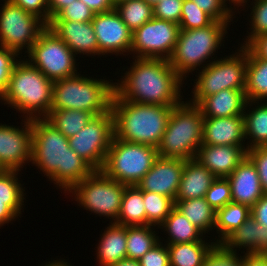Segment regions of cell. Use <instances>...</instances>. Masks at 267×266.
Instances as JSON below:
<instances>
[{
    "mask_svg": "<svg viewBox=\"0 0 267 266\" xmlns=\"http://www.w3.org/2000/svg\"><path fill=\"white\" fill-rule=\"evenodd\" d=\"M140 266H170L168 246L158 242L140 260Z\"/></svg>",
    "mask_w": 267,
    "mask_h": 266,
    "instance_id": "47",
    "label": "cell"
},
{
    "mask_svg": "<svg viewBox=\"0 0 267 266\" xmlns=\"http://www.w3.org/2000/svg\"><path fill=\"white\" fill-rule=\"evenodd\" d=\"M243 266H267V258L262 253H245L242 256Z\"/></svg>",
    "mask_w": 267,
    "mask_h": 266,
    "instance_id": "53",
    "label": "cell"
},
{
    "mask_svg": "<svg viewBox=\"0 0 267 266\" xmlns=\"http://www.w3.org/2000/svg\"><path fill=\"white\" fill-rule=\"evenodd\" d=\"M146 212V225L160 227L175 206L174 201L165 195L143 191Z\"/></svg>",
    "mask_w": 267,
    "mask_h": 266,
    "instance_id": "36",
    "label": "cell"
},
{
    "mask_svg": "<svg viewBox=\"0 0 267 266\" xmlns=\"http://www.w3.org/2000/svg\"><path fill=\"white\" fill-rule=\"evenodd\" d=\"M224 2V4L226 5V7L228 6L227 3L229 1L230 3H233L234 6L236 5L237 7H245V4L248 2V0H222ZM231 1V2H230ZM227 2V3H226ZM245 3V4H244Z\"/></svg>",
    "mask_w": 267,
    "mask_h": 266,
    "instance_id": "57",
    "label": "cell"
},
{
    "mask_svg": "<svg viewBox=\"0 0 267 266\" xmlns=\"http://www.w3.org/2000/svg\"><path fill=\"white\" fill-rule=\"evenodd\" d=\"M109 266H140V264L138 260L125 258Z\"/></svg>",
    "mask_w": 267,
    "mask_h": 266,
    "instance_id": "55",
    "label": "cell"
},
{
    "mask_svg": "<svg viewBox=\"0 0 267 266\" xmlns=\"http://www.w3.org/2000/svg\"><path fill=\"white\" fill-rule=\"evenodd\" d=\"M238 52L223 59H213L210 63L203 64V69L198 73L193 85V99L190 103L197 105L203 98L216 94L221 90H245L247 47H240ZM206 65V66H205Z\"/></svg>",
    "mask_w": 267,
    "mask_h": 266,
    "instance_id": "9",
    "label": "cell"
},
{
    "mask_svg": "<svg viewBox=\"0 0 267 266\" xmlns=\"http://www.w3.org/2000/svg\"><path fill=\"white\" fill-rule=\"evenodd\" d=\"M214 20L192 0H183L180 30H192L210 25Z\"/></svg>",
    "mask_w": 267,
    "mask_h": 266,
    "instance_id": "37",
    "label": "cell"
},
{
    "mask_svg": "<svg viewBox=\"0 0 267 266\" xmlns=\"http://www.w3.org/2000/svg\"><path fill=\"white\" fill-rule=\"evenodd\" d=\"M31 163L59 188L64 189V193L94 171L69 146L68 138L46 118L32 119Z\"/></svg>",
    "mask_w": 267,
    "mask_h": 266,
    "instance_id": "1",
    "label": "cell"
},
{
    "mask_svg": "<svg viewBox=\"0 0 267 266\" xmlns=\"http://www.w3.org/2000/svg\"><path fill=\"white\" fill-rule=\"evenodd\" d=\"M76 0H48L49 23L65 6Z\"/></svg>",
    "mask_w": 267,
    "mask_h": 266,
    "instance_id": "54",
    "label": "cell"
},
{
    "mask_svg": "<svg viewBox=\"0 0 267 266\" xmlns=\"http://www.w3.org/2000/svg\"><path fill=\"white\" fill-rule=\"evenodd\" d=\"M230 21H213L210 25L192 29L180 30L174 51L168 59L176 73L186 79L187 74L199 70L197 67L207 63V59L216 53L228 32Z\"/></svg>",
    "mask_w": 267,
    "mask_h": 266,
    "instance_id": "7",
    "label": "cell"
},
{
    "mask_svg": "<svg viewBox=\"0 0 267 266\" xmlns=\"http://www.w3.org/2000/svg\"><path fill=\"white\" fill-rule=\"evenodd\" d=\"M27 54L26 60L53 82L78 73L76 55L48 26Z\"/></svg>",
    "mask_w": 267,
    "mask_h": 266,
    "instance_id": "11",
    "label": "cell"
},
{
    "mask_svg": "<svg viewBox=\"0 0 267 266\" xmlns=\"http://www.w3.org/2000/svg\"><path fill=\"white\" fill-rule=\"evenodd\" d=\"M179 32V24L153 17L133 32L130 52H133L135 58L168 60L174 51Z\"/></svg>",
    "mask_w": 267,
    "mask_h": 266,
    "instance_id": "14",
    "label": "cell"
},
{
    "mask_svg": "<svg viewBox=\"0 0 267 266\" xmlns=\"http://www.w3.org/2000/svg\"><path fill=\"white\" fill-rule=\"evenodd\" d=\"M19 54L11 49L0 44V98L5 93L10 75L15 64L20 60Z\"/></svg>",
    "mask_w": 267,
    "mask_h": 266,
    "instance_id": "43",
    "label": "cell"
},
{
    "mask_svg": "<svg viewBox=\"0 0 267 266\" xmlns=\"http://www.w3.org/2000/svg\"><path fill=\"white\" fill-rule=\"evenodd\" d=\"M23 122L20 129L0 123V163L5 170L21 171L23 164L31 162L32 120Z\"/></svg>",
    "mask_w": 267,
    "mask_h": 266,
    "instance_id": "15",
    "label": "cell"
},
{
    "mask_svg": "<svg viewBox=\"0 0 267 266\" xmlns=\"http://www.w3.org/2000/svg\"><path fill=\"white\" fill-rule=\"evenodd\" d=\"M24 199H0V227L21 215Z\"/></svg>",
    "mask_w": 267,
    "mask_h": 266,
    "instance_id": "49",
    "label": "cell"
},
{
    "mask_svg": "<svg viewBox=\"0 0 267 266\" xmlns=\"http://www.w3.org/2000/svg\"><path fill=\"white\" fill-rule=\"evenodd\" d=\"M183 0H161L153 6V17L180 23Z\"/></svg>",
    "mask_w": 267,
    "mask_h": 266,
    "instance_id": "45",
    "label": "cell"
},
{
    "mask_svg": "<svg viewBox=\"0 0 267 266\" xmlns=\"http://www.w3.org/2000/svg\"><path fill=\"white\" fill-rule=\"evenodd\" d=\"M237 254V251H229L221 243H216L207 253L202 266H243L242 256Z\"/></svg>",
    "mask_w": 267,
    "mask_h": 266,
    "instance_id": "40",
    "label": "cell"
},
{
    "mask_svg": "<svg viewBox=\"0 0 267 266\" xmlns=\"http://www.w3.org/2000/svg\"><path fill=\"white\" fill-rule=\"evenodd\" d=\"M247 156L257 169L263 193L267 194V146L248 149Z\"/></svg>",
    "mask_w": 267,
    "mask_h": 266,
    "instance_id": "46",
    "label": "cell"
},
{
    "mask_svg": "<svg viewBox=\"0 0 267 266\" xmlns=\"http://www.w3.org/2000/svg\"><path fill=\"white\" fill-rule=\"evenodd\" d=\"M147 4L151 5L152 7L159 3L161 0H144Z\"/></svg>",
    "mask_w": 267,
    "mask_h": 266,
    "instance_id": "58",
    "label": "cell"
},
{
    "mask_svg": "<svg viewBox=\"0 0 267 266\" xmlns=\"http://www.w3.org/2000/svg\"><path fill=\"white\" fill-rule=\"evenodd\" d=\"M74 54L99 55V44L92 22L50 21L47 25Z\"/></svg>",
    "mask_w": 267,
    "mask_h": 266,
    "instance_id": "19",
    "label": "cell"
},
{
    "mask_svg": "<svg viewBox=\"0 0 267 266\" xmlns=\"http://www.w3.org/2000/svg\"><path fill=\"white\" fill-rule=\"evenodd\" d=\"M85 3L95 14L108 12L115 9L112 0H80Z\"/></svg>",
    "mask_w": 267,
    "mask_h": 266,
    "instance_id": "52",
    "label": "cell"
},
{
    "mask_svg": "<svg viewBox=\"0 0 267 266\" xmlns=\"http://www.w3.org/2000/svg\"><path fill=\"white\" fill-rule=\"evenodd\" d=\"M17 170L0 173V199H25L23 184L18 182Z\"/></svg>",
    "mask_w": 267,
    "mask_h": 266,
    "instance_id": "42",
    "label": "cell"
},
{
    "mask_svg": "<svg viewBox=\"0 0 267 266\" xmlns=\"http://www.w3.org/2000/svg\"><path fill=\"white\" fill-rule=\"evenodd\" d=\"M5 171V169L2 167L1 163H0V173Z\"/></svg>",
    "mask_w": 267,
    "mask_h": 266,
    "instance_id": "60",
    "label": "cell"
},
{
    "mask_svg": "<svg viewBox=\"0 0 267 266\" xmlns=\"http://www.w3.org/2000/svg\"><path fill=\"white\" fill-rule=\"evenodd\" d=\"M114 138L112 111L94 116L77 134L68 138L69 146L94 170H101Z\"/></svg>",
    "mask_w": 267,
    "mask_h": 266,
    "instance_id": "13",
    "label": "cell"
},
{
    "mask_svg": "<svg viewBox=\"0 0 267 266\" xmlns=\"http://www.w3.org/2000/svg\"><path fill=\"white\" fill-rule=\"evenodd\" d=\"M3 1L5 2L0 9V44L19 55L25 47L27 53L47 25L11 0Z\"/></svg>",
    "mask_w": 267,
    "mask_h": 266,
    "instance_id": "12",
    "label": "cell"
},
{
    "mask_svg": "<svg viewBox=\"0 0 267 266\" xmlns=\"http://www.w3.org/2000/svg\"><path fill=\"white\" fill-rule=\"evenodd\" d=\"M204 116L195 104L182 101L173 107L167 127L157 147L158 156L190 160L202 144Z\"/></svg>",
    "mask_w": 267,
    "mask_h": 266,
    "instance_id": "6",
    "label": "cell"
},
{
    "mask_svg": "<svg viewBox=\"0 0 267 266\" xmlns=\"http://www.w3.org/2000/svg\"><path fill=\"white\" fill-rule=\"evenodd\" d=\"M184 165L185 160L158 156L136 186L142 191L165 195L175 201Z\"/></svg>",
    "mask_w": 267,
    "mask_h": 266,
    "instance_id": "17",
    "label": "cell"
},
{
    "mask_svg": "<svg viewBox=\"0 0 267 266\" xmlns=\"http://www.w3.org/2000/svg\"><path fill=\"white\" fill-rule=\"evenodd\" d=\"M126 185L106 176L101 170H94L87 178L75 184L69 191L85 210L99 216L111 217L116 222Z\"/></svg>",
    "mask_w": 267,
    "mask_h": 266,
    "instance_id": "10",
    "label": "cell"
},
{
    "mask_svg": "<svg viewBox=\"0 0 267 266\" xmlns=\"http://www.w3.org/2000/svg\"><path fill=\"white\" fill-rule=\"evenodd\" d=\"M247 47L257 57L267 60V34L256 37Z\"/></svg>",
    "mask_w": 267,
    "mask_h": 266,
    "instance_id": "51",
    "label": "cell"
},
{
    "mask_svg": "<svg viewBox=\"0 0 267 266\" xmlns=\"http://www.w3.org/2000/svg\"><path fill=\"white\" fill-rule=\"evenodd\" d=\"M206 201L214 210L232 202L231 188L227 178H216L205 195Z\"/></svg>",
    "mask_w": 267,
    "mask_h": 266,
    "instance_id": "39",
    "label": "cell"
},
{
    "mask_svg": "<svg viewBox=\"0 0 267 266\" xmlns=\"http://www.w3.org/2000/svg\"><path fill=\"white\" fill-rule=\"evenodd\" d=\"M252 217L267 229V194H264L252 207Z\"/></svg>",
    "mask_w": 267,
    "mask_h": 266,
    "instance_id": "50",
    "label": "cell"
},
{
    "mask_svg": "<svg viewBox=\"0 0 267 266\" xmlns=\"http://www.w3.org/2000/svg\"><path fill=\"white\" fill-rule=\"evenodd\" d=\"M94 117L81 110H51L46 119L67 138L77 134Z\"/></svg>",
    "mask_w": 267,
    "mask_h": 266,
    "instance_id": "34",
    "label": "cell"
},
{
    "mask_svg": "<svg viewBox=\"0 0 267 266\" xmlns=\"http://www.w3.org/2000/svg\"><path fill=\"white\" fill-rule=\"evenodd\" d=\"M143 191L137 186H126L116 224L123 226H146Z\"/></svg>",
    "mask_w": 267,
    "mask_h": 266,
    "instance_id": "30",
    "label": "cell"
},
{
    "mask_svg": "<svg viewBox=\"0 0 267 266\" xmlns=\"http://www.w3.org/2000/svg\"><path fill=\"white\" fill-rule=\"evenodd\" d=\"M262 254L267 258V249Z\"/></svg>",
    "mask_w": 267,
    "mask_h": 266,
    "instance_id": "61",
    "label": "cell"
},
{
    "mask_svg": "<svg viewBox=\"0 0 267 266\" xmlns=\"http://www.w3.org/2000/svg\"><path fill=\"white\" fill-rule=\"evenodd\" d=\"M124 1H128V0H112L114 5H117V4L122 3Z\"/></svg>",
    "mask_w": 267,
    "mask_h": 266,
    "instance_id": "59",
    "label": "cell"
},
{
    "mask_svg": "<svg viewBox=\"0 0 267 266\" xmlns=\"http://www.w3.org/2000/svg\"><path fill=\"white\" fill-rule=\"evenodd\" d=\"M157 148L113 138L101 171L126 186H136L152 168Z\"/></svg>",
    "mask_w": 267,
    "mask_h": 266,
    "instance_id": "8",
    "label": "cell"
},
{
    "mask_svg": "<svg viewBox=\"0 0 267 266\" xmlns=\"http://www.w3.org/2000/svg\"><path fill=\"white\" fill-rule=\"evenodd\" d=\"M23 10L37 16L46 25L49 24L48 0H11Z\"/></svg>",
    "mask_w": 267,
    "mask_h": 266,
    "instance_id": "48",
    "label": "cell"
},
{
    "mask_svg": "<svg viewBox=\"0 0 267 266\" xmlns=\"http://www.w3.org/2000/svg\"><path fill=\"white\" fill-rule=\"evenodd\" d=\"M245 90L225 89L203 98L197 106L204 117L243 115L247 103Z\"/></svg>",
    "mask_w": 267,
    "mask_h": 266,
    "instance_id": "22",
    "label": "cell"
},
{
    "mask_svg": "<svg viewBox=\"0 0 267 266\" xmlns=\"http://www.w3.org/2000/svg\"><path fill=\"white\" fill-rule=\"evenodd\" d=\"M153 227L155 226H127V258L139 261L160 241Z\"/></svg>",
    "mask_w": 267,
    "mask_h": 266,
    "instance_id": "33",
    "label": "cell"
},
{
    "mask_svg": "<svg viewBox=\"0 0 267 266\" xmlns=\"http://www.w3.org/2000/svg\"><path fill=\"white\" fill-rule=\"evenodd\" d=\"M251 215V208L244 204L228 203L216 211L215 228L220 235L216 243H221L235 229L239 228Z\"/></svg>",
    "mask_w": 267,
    "mask_h": 266,
    "instance_id": "32",
    "label": "cell"
},
{
    "mask_svg": "<svg viewBox=\"0 0 267 266\" xmlns=\"http://www.w3.org/2000/svg\"><path fill=\"white\" fill-rule=\"evenodd\" d=\"M216 242H188L168 246L170 266H202Z\"/></svg>",
    "mask_w": 267,
    "mask_h": 266,
    "instance_id": "31",
    "label": "cell"
},
{
    "mask_svg": "<svg viewBox=\"0 0 267 266\" xmlns=\"http://www.w3.org/2000/svg\"><path fill=\"white\" fill-rule=\"evenodd\" d=\"M53 86V81L24 58L15 64L0 100L27 115L23 118H46L51 111Z\"/></svg>",
    "mask_w": 267,
    "mask_h": 266,
    "instance_id": "4",
    "label": "cell"
},
{
    "mask_svg": "<svg viewBox=\"0 0 267 266\" xmlns=\"http://www.w3.org/2000/svg\"><path fill=\"white\" fill-rule=\"evenodd\" d=\"M205 13H207L214 21H231L233 20V8L225 7L222 0H192ZM232 8V9H231ZM232 18V19H231Z\"/></svg>",
    "mask_w": 267,
    "mask_h": 266,
    "instance_id": "44",
    "label": "cell"
},
{
    "mask_svg": "<svg viewBox=\"0 0 267 266\" xmlns=\"http://www.w3.org/2000/svg\"><path fill=\"white\" fill-rule=\"evenodd\" d=\"M247 150V146L201 144L195 159L203 164L216 178H226L246 157Z\"/></svg>",
    "mask_w": 267,
    "mask_h": 266,
    "instance_id": "18",
    "label": "cell"
},
{
    "mask_svg": "<svg viewBox=\"0 0 267 266\" xmlns=\"http://www.w3.org/2000/svg\"><path fill=\"white\" fill-rule=\"evenodd\" d=\"M91 22L101 55H121L125 52H129L127 55L131 54L133 32L115 9L95 14Z\"/></svg>",
    "mask_w": 267,
    "mask_h": 266,
    "instance_id": "16",
    "label": "cell"
},
{
    "mask_svg": "<svg viewBox=\"0 0 267 266\" xmlns=\"http://www.w3.org/2000/svg\"><path fill=\"white\" fill-rule=\"evenodd\" d=\"M175 207L204 235L215 228L216 210L203 198L175 200Z\"/></svg>",
    "mask_w": 267,
    "mask_h": 266,
    "instance_id": "29",
    "label": "cell"
},
{
    "mask_svg": "<svg viewBox=\"0 0 267 266\" xmlns=\"http://www.w3.org/2000/svg\"><path fill=\"white\" fill-rule=\"evenodd\" d=\"M221 244L229 251H236L235 248L243 247L247 253H263L267 249V229L250 215Z\"/></svg>",
    "mask_w": 267,
    "mask_h": 266,
    "instance_id": "24",
    "label": "cell"
},
{
    "mask_svg": "<svg viewBox=\"0 0 267 266\" xmlns=\"http://www.w3.org/2000/svg\"><path fill=\"white\" fill-rule=\"evenodd\" d=\"M167 231L168 242L170 244H180L188 242H205L203 232L194 226L175 206L166 217L164 223L159 227Z\"/></svg>",
    "mask_w": 267,
    "mask_h": 266,
    "instance_id": "28",
    "label": "cell"
},
{
    "mask_svg": "<svg viewBox=\"0 0 267 266\" xmlns=\"http://www.w3.org/2000/svg\"><path fill=\"white\" fill-rule=\"evenodd\" d=\"M254 1L252 2V11L249 15L251 17V21L249 20L251 32L246 36L245 45L243 44L242 47H247L256 37L267 34V0Z\"/></svg>",
    "mask_w": 267,
    "mask_h": 266,
    "instance_id": "38",
    "label": "cell"
},
{
    "mask_svg": "<svg viewBox=\"0 0 267 266\" xmlns=\"http://www.w3.org/2000/svg\"><path fill=\"white\" fill-rule=\"evenodd\" d=\"M216 177L195 158L186 160L175 200L203 198Z\"/></svg>",
    "mask_w": 267,
    "mask_h": 266,
    "instance_id": "23",
    "label": "cell"
},
{
    "mask_svg": "<svg viewBox=\"0 0 267 266\" xmlns=\"http://www.w3.org/2000/svg\"><path fill=\"white\" fill-rule=\"evenodd\" d=\"M97 248L100 266H109L127 258V226L111 223L101 236Z\"/></svg>",
    "mask_w": 267,
    "mask_h": 266,
    "instance_id": "25",
    "label": "cell"
},
{
    "mask_svg": "<svg viewBox=\"0 0 267 266\" xmlns=\"http://www.w3.org/2000/svg\"><path fill=\"white\" fill-rule=\"evenodd\" d=\"M174 106L129 102L113 95L114 138L158 147Z\"/></svg>",
    "mask_w": 267,
    "mask_h": 266,
    "instance_id": "3",
    "label": "cell"
},
{
    "mask_svg": "<svg viewBox=\"0 0 267 266\" xmlns=\"http://www.w3.org/2000/svg\"><path fill=\"white\" fill-rule=\"evenodd\" d=\"M243 115L212 118L204 117L202 144L245 146Z\"/></svg>",
    "mask_w": 267,
    "mask_h": 266,
    "instance_id": "21",
    "label": "cell"
},
{
    "mask_svg": "<svg viewBox=\"0 0 267 266\" xmlns=\"http://www.w3.org/2000/svg\"><path fill=\"white\" fill-rule=\"evenodd\" d=\"M245 95L248 101H267V60L257 57L248 47Z\"/></svg>",
    "mask_w": 267,
    "mask_h": 266,
    "instance_id": "27",
    "label": "cell"
},
{
    "mask_svg": "<svg viewBox=\"0 0 267 266\" xmlns=\"http://www.w3.org/2000/svg\"><path fill=\"white\" fill-rule=\"evenodd\" d=\"M114 83L80 73L54 81L51 110H81L99 116L111 110Z\"/></svg>",
    "mask_w": 267,
    "mask_h": 266,
    "instance_id": "5",
    "label": "cell"
},
{
    "mask_svg": "<svg viewBox=\"0 0 267 266\" xmlns=\"http://www.w3.org/2000/svg\"><path fill=\"white\" fill-rule=\"evenodd\" d=\"M122 21L134 32L153 18V7L144 0H128L115 5Z\"/></svg>",
    "mask_w": 267,
    "mask_h": 266,
    "instance_id": "35",
    "label": "cell"
},
{
    "mask_svg": "<svg viewBox=\"0 0 267 266\" xmlns=\"http://www.w3.org/2000/svg\"><path fill=\"white\" fill-rule=\"evenodd\" d=\"M252 104H257V106L255 108L249 107L253 106ZM250 108L252 111H250ZM243 117L245 138L250 140V145L248 142L246 144V146L248 145L247 148L251 149L259 146H267V102L261 103L260 101L259 103V101H247Z\"/></svg>",
    "mask_w": 267,
    "mask_h": 266,
    "instance_id": "26",
    "label": "cell"
},
{
    "mask_svg": "<svg viewBox=\"0 0 267 266\" xmlns=\"http://www.w3.org/2000/svg\"><path fill=\"white\" fill-rule=\"evenodd\" d=\"M182 81L167 59L136 58L121 81L114 82V91L129 102L176 106L183 100Z\"/></svg>",
    "mask_w": 267,
    "mask_h": 266,
    "instance_id": "2",
    "label": "cell"
},
{
    "mask_svg": "<svg viewBox=\"0 0 267 266\" xmlns=\"http://www.w3.org/2000/svg\"><path fill=\"white\" fill-rule=\"evenodd\" d=\"M49 263V264H48ZM45 266H72L68 262H65L64 260H53L52 262L45 263Z\"/></svg>",
    "mask_w": 267,
    "mask_h": 266,
    "instance_id": "56",
    "label": "cell"
},
{
    "mask_svg": "<svg viewBox=\"0 0 267 266\" xmlns=\"http://www.w3.org/2000/svg\"><path fill=\"white\" fill-rule=\"evenodd\" d=\"M94 15L85 3L76 0L65 6L51 21L91 22Z\"/></svg>",
    "mask_w": 267,
    "mask_h": 266,
    "instance_id": "41",
    "label": "cell"
},
{
    "mask_svg": "<svg viewBox=\"0 0 267 266\" xmlns=\"http://www.w3.org/2000/svg\"><path fill=\"white\" fill-rule=\"evenodd\" d=\"M226 178L230 184L233 203L251 208L264 195L257 169L247 155Z\"/></svg>",
    "mask_w": 267,
    "mask_h": 266,
    "instance_id": "20",
    "label": "cell"
}]
</instances>
